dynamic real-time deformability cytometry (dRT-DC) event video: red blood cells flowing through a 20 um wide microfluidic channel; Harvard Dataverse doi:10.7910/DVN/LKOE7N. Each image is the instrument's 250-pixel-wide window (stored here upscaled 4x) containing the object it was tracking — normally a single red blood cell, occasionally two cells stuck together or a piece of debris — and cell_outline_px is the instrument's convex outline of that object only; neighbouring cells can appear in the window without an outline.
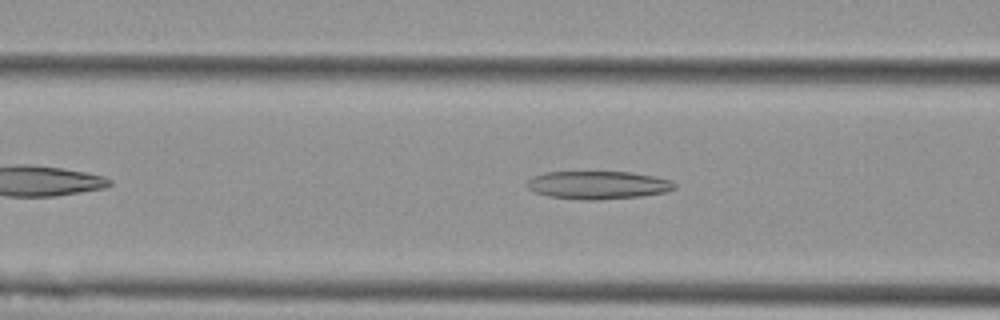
{"species": "Egyptian fruit bat (a non-hibernating species)", "species_latin": "Rousettus aegyptiacus", "temperature_condition": "cold", "stored_images_in_passage": 44, "camera_frame_rate_fps": 3000, "um_per_image_px": 0.085, "animal": {"sex": "female"}, "frame": {"image": 1, "passage_image": 11, "time_ms": 3.333, "image_size_px": [1000, 320], "cell_outline_px": [[676, 188], [664, 192], [640, 196], [596, 200], [588, 200], [548, 196], [536, 192], [528, 188], [528, 180], [532, 176], [544, 172], [632, 172], [656, 176], [672, 180], [676, 184]], "centroid_in_image_um": [50.86, 15.72], "position_along_channel_um": 115.7, "area_um2": 24.04}}
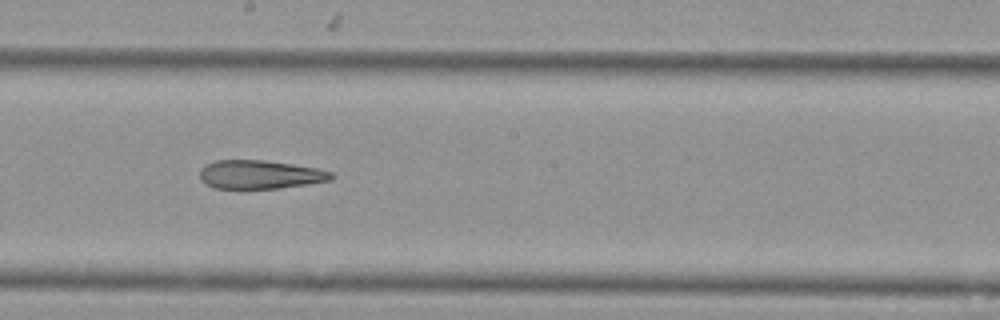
{"frame": {"image": 2, "passage_image": 20, "time_ms": 6.333, "image_size_px": [1000, 320], "cell_outline_px": [[336, 176], [332, 180], [308, 184], [280, 188], [216, 188], [200, 180], [200, 168], [204, 164], [216, 160], [264, 160], [292, 164], [316, 168], [332, 172]], "centroid_in_image_um": [22.11, 14.83], "position_along_channel_um": 226.1, "area_um2": 21.96}}
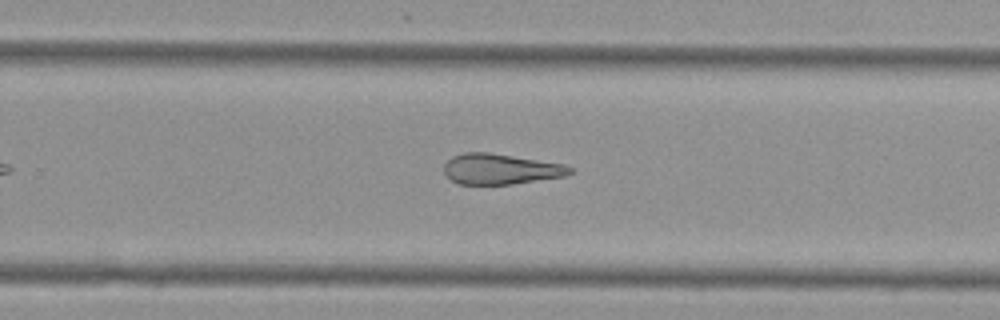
{"frame": {"image": 3, "passage_image": 25, "time_ms": 8.0, "image_size_px": [1000, 320], "cell_outline_px": [[572, 172], [564, 176], [512, 184], [460, 184], [452, 180], [444, 172], [444, 164], [452, 156], [464, 152], [488, 152], [564, 164], [572, 168]], "centroid_in_image_um": [42.52, 14.36], "position_along_channel_um": 287.3, "area_um2": 22.2}, "authors_computed_cell_mechanics": {"area_um2": 25.1141, "velocity_mm_per_s": 3.6822, "shape_relaxation_time_tau1_ms": null, "shape_relaxation_time_tau2_ms": 8.6884, "deformation_change_tau1": null, "deformation_change_tau2": 0.2389}}